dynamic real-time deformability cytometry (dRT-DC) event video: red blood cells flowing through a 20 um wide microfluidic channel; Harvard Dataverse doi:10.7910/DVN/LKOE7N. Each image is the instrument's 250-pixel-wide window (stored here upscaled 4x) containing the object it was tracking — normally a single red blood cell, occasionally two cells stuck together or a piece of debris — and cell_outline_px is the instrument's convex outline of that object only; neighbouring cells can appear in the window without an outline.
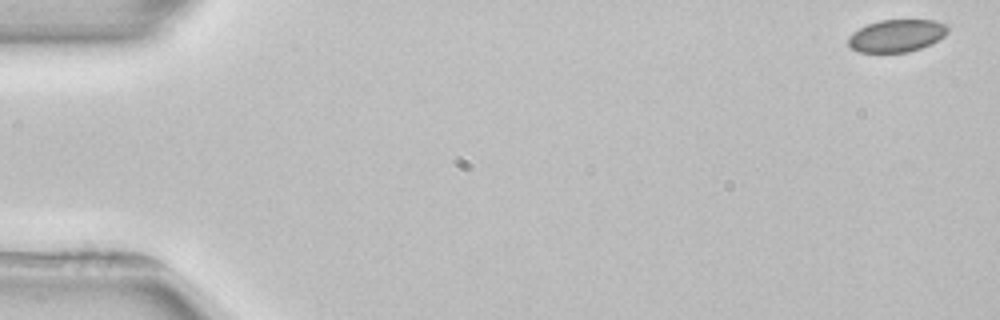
{"species": "common noctule bat (a hibernating species)", "species_latin": "Nyctalus noctula", "temperature_condition": "room temperature", "stored_images_in_passage": 4, "camera_frame_rate_fps": 3000, "um_per_image_px": 0.085, "animal": {"sex": "female", "body_mass_g": 22.7, "forearm_length_mm": 54.2}, "frame": {"image": 1, "passage_image": 1, "time_ms": 0.0, "image_size_px": [1000, 320], "cell_outline_px": [[948, 32], [944, 36], [920, 48], [908, 52], [860, 52], [852, 48], [848, 44], [848, 36], [852, 32], [868, 24], [880, 20], [932, 20], [944, 24], [948, 28]], "centroid_in_image_um": [76.18, 3.03], "position_along_channel_um": 8.8, "area_um2": 18.55}}
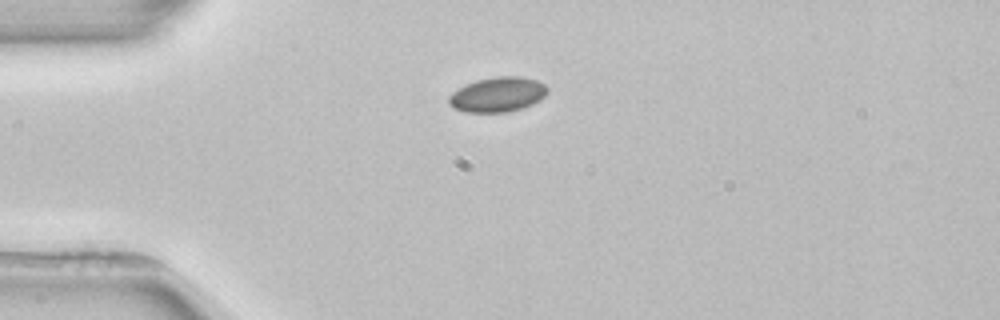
{"frame": {"image": 2, "passage_image": 4, "time_ms": 4.0, "image_size_px": [1000, 320], "cell_outline_px": [[548, 92], [540, 100], [532, 104], [508, 112], [464, 112], [452, 108], [448, 104], [448, 96], [452, 92], [476, 80], [496, 76], [520, 76], [536, 80], [544, 84], [548, 88]], "centroid_in_image_um": [42.28, 8.04], "position_along_channel_um": 42.7, "area_um2": 20.06}}